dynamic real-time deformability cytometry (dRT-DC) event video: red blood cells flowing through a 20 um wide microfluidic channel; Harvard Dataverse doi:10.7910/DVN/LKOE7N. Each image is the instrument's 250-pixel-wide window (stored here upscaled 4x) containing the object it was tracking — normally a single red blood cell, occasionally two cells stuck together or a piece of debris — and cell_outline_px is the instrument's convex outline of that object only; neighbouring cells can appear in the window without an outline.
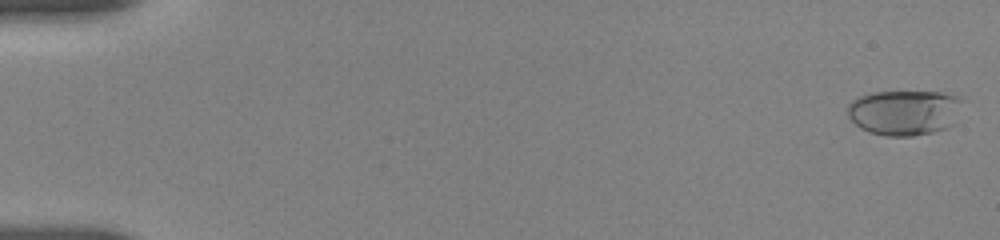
{"species": "human", "species_latin": "Homo sapiens", "temperature_condition": "room temperature", "stored_images_in_passage": 28, "camera_frame_rate_fps": 3000, "um_per_image_px": 0.085, "donor": {"sex": "female"}, "frame": {"image": 1, "passage_image": 1, "time_ms": 0.0, "image_size_px": [1000, 240], "cell_outline_px": [[964, 100], [956, 124], [948, 128], [932, 132], [912, 136], [888, 136], [868, 132], [860, 128], [848, 116], [848, 104], [852, 100], [860, 96], [872, 92], [944, 92], [960, 96]], "centroid_in_image_um": [76.94, 9.56], "position_along_channel_um": 8.1, "area_um2": 30.87}}